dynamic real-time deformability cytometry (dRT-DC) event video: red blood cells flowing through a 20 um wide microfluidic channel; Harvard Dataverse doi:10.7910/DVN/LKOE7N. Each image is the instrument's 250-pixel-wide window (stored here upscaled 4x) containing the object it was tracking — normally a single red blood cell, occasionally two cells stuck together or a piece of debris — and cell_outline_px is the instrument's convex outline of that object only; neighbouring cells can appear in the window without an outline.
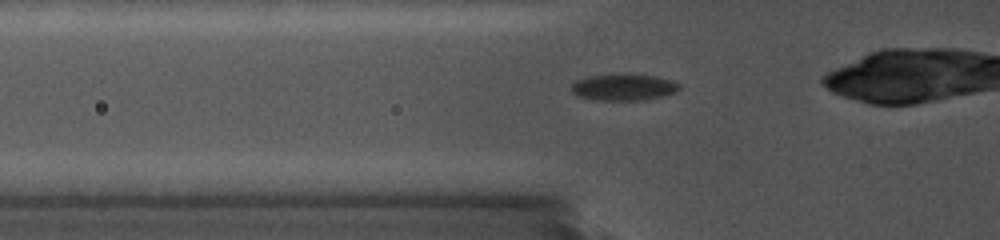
{"species": "common noctule bat (a hibernating species)", "species_latin": "Nyctalus noctula", "temperature_condition": "cold", "stored_images_in_passage": 30, "camera_frame_rate_fps": 5000, "um_per_image_px": 0.085, "animal": {"sex": "female", "body_mass_g": 19.0, "forearm_length_mm": 56.7}, "frame": {"image": 1, "passage_image": 4, "time_ms": 1.2, "image_size_px": [1000, 240], "cell_outline_px": [[680, 88], [676, 92], [664, 96], [640, 100], [600, 100], [576, 96], [572, 92], [572, 84], [576, 80], [588, 76], [620, 72], [624, 72], [656, 76], [672, 80], [680, 84]], "centroid_in_image_um": [53.02, 7.38], "position_along_channel_um": 72.8, "area_um2": 17.17}}
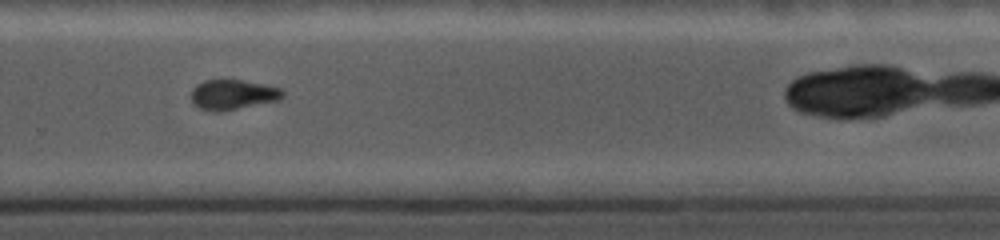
{"frame": {"image": 2, "passage_image": 20, "time_ms": 7.6, "image_size_px": [1000, 240], "cell_outline_px": [[284, 96], [280, 100], [236, 108], [200, 108], [192, 100], [192, 88], [196, 84], [204, 80], [244, 80], [264, 84], [280, 88], [284, 92]], "centroid_in_image_um": [19.85, 7.98], "position_along_channel_um": 309.9, "area_um2": 15.26}}
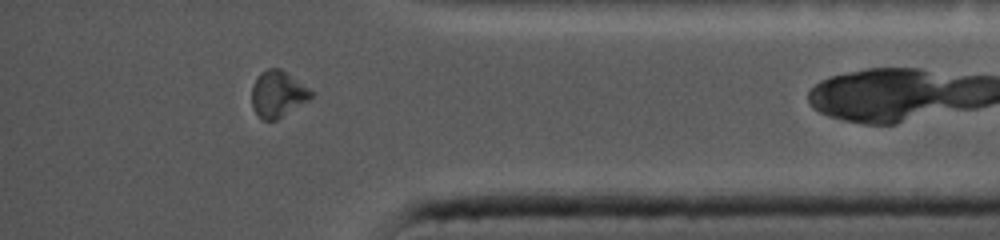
{"frame": {"image": 3, "passage_image": 27, "time_ms": 10.4, "image_size_px": [1000, 240], "cell_outline_px": [[316, 92], [308, 100], [276, 120], [264, 120], [252, 108], [252, 84], [260, 72], [268, 68], [280, 68]], "centroid_in_image_um": [23.62, 7.97], "position_along_channel_um": 411.6, "area_um2": 16.01}}